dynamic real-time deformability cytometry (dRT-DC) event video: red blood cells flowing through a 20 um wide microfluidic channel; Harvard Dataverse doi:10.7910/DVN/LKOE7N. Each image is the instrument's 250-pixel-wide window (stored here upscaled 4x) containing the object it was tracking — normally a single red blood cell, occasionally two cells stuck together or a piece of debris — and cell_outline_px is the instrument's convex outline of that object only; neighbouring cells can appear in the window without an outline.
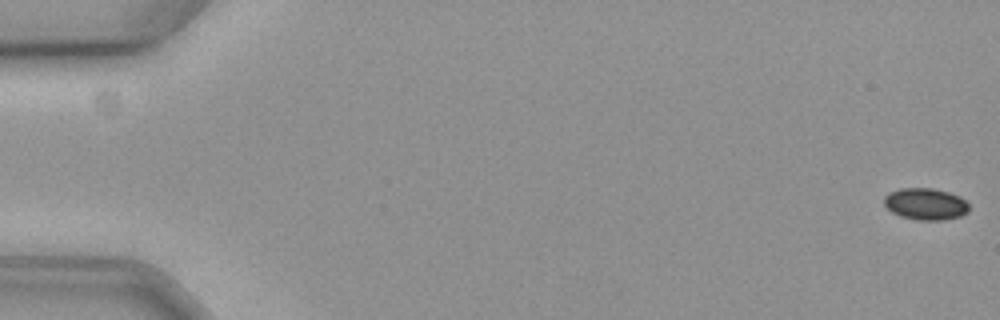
{"species": "common noctule bat (a hibernating species)", "species_latin": "Nyctalus noctula", "temperature_condition": "cold", "stored_images_in_passage": 60, "camera_frame_rate_fps": 3000, "um_per_image_px": 0.085, "animal": {"sex": "female", "body_mass_g": 19.3, "forearm_length_mm": 54.1}, "frame": {"image": 1, "passage_image": 1, "time_ms": 0.0, "image_size_px": [1000, 320], "cell_outline_px": [[968, 212], [960, 216], [944, 220], [916, 220], [900, 216], [892, 212], [884, 204], [884, 196], [888, 192], [900, 188], [932, 188], [948, 192], [960, 196], [968, 204]], "centroid_in_image_um": [78.65, 17.34], "position_along_channel_um": 6.3, "area_um2": 15.78}}
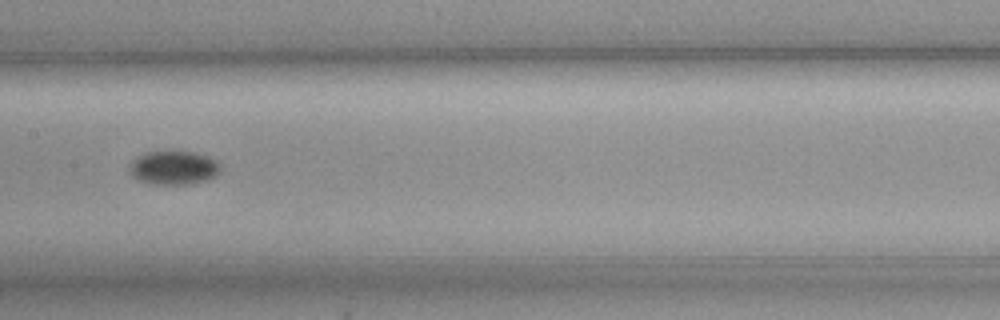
{"frame": {"image": 2, "passage_image": 31, "time_ms": 10.0, "image_size_px": [1000, 320], "cell_outline_px": [[220, 172], [216, 176], [208, 180], [192, 184], [148, 184], [136, 180], [132, 176], [128, 168], [128, 164], [140, 156], [148, 152], [176, 148], [196, 152], [208, 156], [216, 160], [220, 164]], "centroid_in_image_um": [14.77, 14.23], "position_along_channel_um": 192.6, "area_um2": 18.79}}
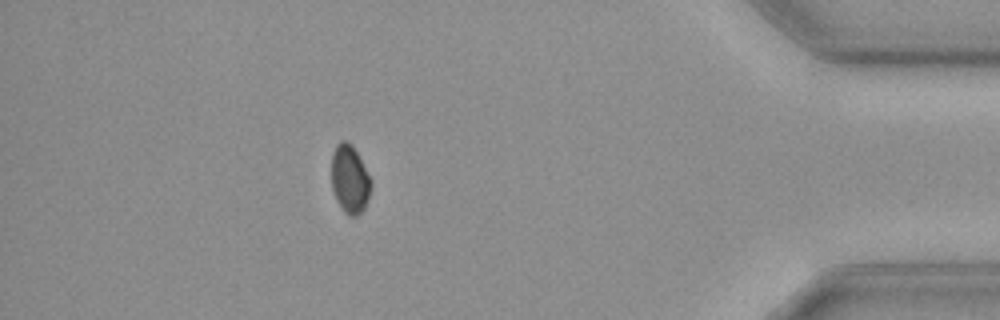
{"frame": {"image": 3, "passage_image": 53, "time_ms": 17.333, "image_size_px": [1000, 320], "cell_outline_px": [[372, 184], [368, 200], [364, 208], [356, 216], [348, 216], [344, 212], [336, 200], [332, 188], [332, 152], [336, 144], [340, 140], [344, 140], [352, 144], [372, 180]], "centroid_in_image_um": [29.73, 15.22], "position_along_channel_um": 405.5, "area_um2": 15.84}}